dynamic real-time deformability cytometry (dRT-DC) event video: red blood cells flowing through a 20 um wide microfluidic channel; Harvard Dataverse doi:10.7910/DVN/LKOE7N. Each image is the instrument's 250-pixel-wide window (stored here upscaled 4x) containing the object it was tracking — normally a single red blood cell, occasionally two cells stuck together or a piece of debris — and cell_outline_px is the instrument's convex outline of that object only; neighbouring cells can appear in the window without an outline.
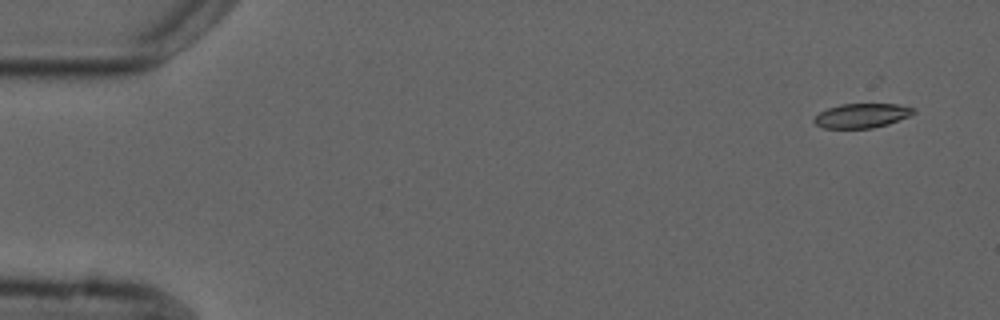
{"species": "common noctule bat (a hibernating species)", "species_latin": "Nyctalus noctula", "temperature_condition": "cold", "stored_images_in_passage": 5, "camera_frame_rate_fps": 3000, "um_per_image_px": 0.085, "animal": {"sex": "male", "forearm_length_mm": 52.5}, "frame": {"image": 1, "passage_image": 1, "time_ms": 0.0, "image_size_px": [1000, 320], "cell_outline_px": [[916, 112], [908, 116], [888, 124], [872, 128], [824, 128], [816, 124], [812, 120], [820, 112], [828, 108], [840, 104], [896, 104], [916, 108]], "centroid_in_image_um": [73.26, 9.82], "position_along_channel_um": 11.7, "area_um2": 14.05}}
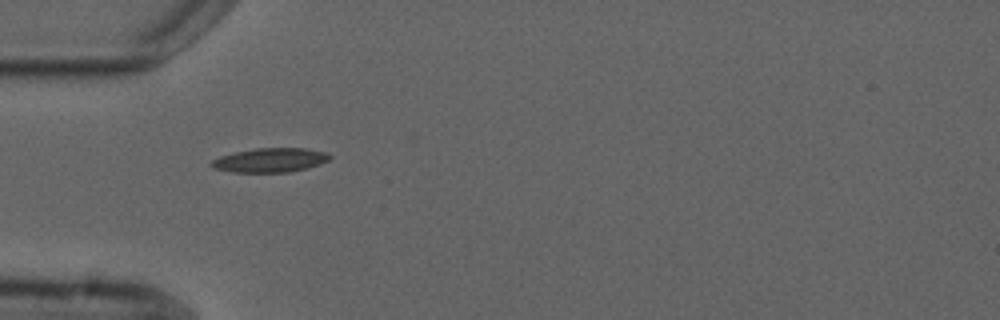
{"frame": {"image": 2, "passage_image": 4, "time_ms": 4.667, "image_size_px": [1000, 320], "cell_outline_px": [[332, 156], [328, 160], [320, 164], [308, 168], [288, 172], [232, 172], [212, 168], [208, 164], [212, 160], [220, 156], [236, 152], [256, 148], [304, 148], [324, 152]], "centroid_in_image_um": [22.93, 13.62], "position_along_channel_um": 62.1, "area_um2": 16.65}}
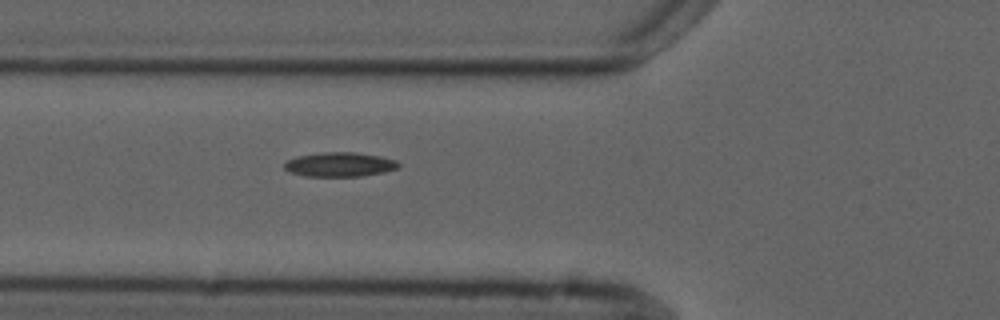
{"frame": {"image": 3, "passage_image": 5, "time_ms": 5.667, "image_size_px": [1000, 320], "cell_outline_px": [[400, 168], [384, 172], [360, 176], [304, 176], [288, 172], [284, 168], [284, 164], [288, 160], [296, 156], [320, 152], [352, 152], [380, 156], [396, 160], [400, 164]], "centroid_in_image_um": [28.86, 13.98], "position_along_channel_um": 96.9, "area_um2": 16.3}}